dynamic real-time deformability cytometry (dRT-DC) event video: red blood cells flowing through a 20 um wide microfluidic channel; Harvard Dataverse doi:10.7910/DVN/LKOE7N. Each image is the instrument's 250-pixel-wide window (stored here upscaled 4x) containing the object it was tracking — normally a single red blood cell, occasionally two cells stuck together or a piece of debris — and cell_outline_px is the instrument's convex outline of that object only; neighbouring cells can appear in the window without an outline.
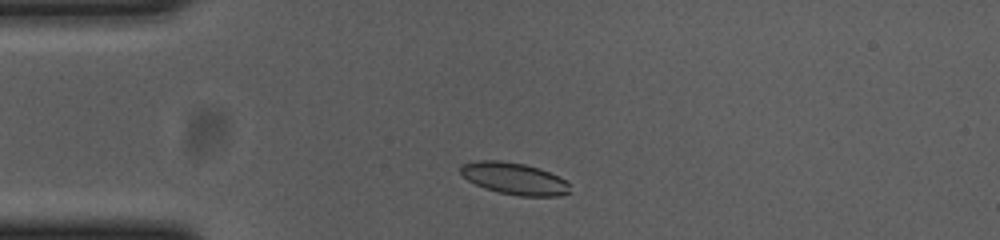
{"species": "common noctule bat (a hibernating species)", "species_latin": "Nyctalus noctula", "temperature_condition": "cold", "stored_images_in_passage": 46, "camera_frame_rate_fps": 3000, "um_per_image_px": 0.085, "animal": {"sex": "female", "body_mass_g": 23.0, "forearm_length_mm": 53.4}, "frame": {"image": 1, "passage_image": 4, "time_ms": 1.0, "image_size_px": [1000, 240], "cell_outline_px": [[568, 192], [560, 196], [520, 196], [500, 192], [484, 188], [468, 180], [460, 172], [460, 168], [464, 164], [476, 160], [500, 160], [524, 164], [548, 172], [564, 180], [568, 184]], "centroid_in_image_um": [43.67, 15.17], "position_along_channel_um": 41.3, "area_um2": 19.88}}
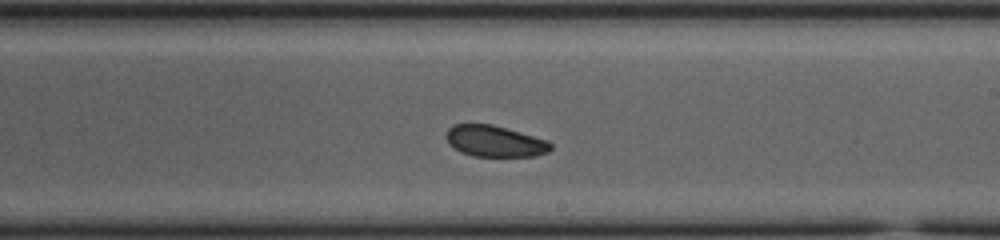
{"frame": {"image": 2, "passage_image": 23, "time_ms": 7.333, "image_size_px": [1000, 240], "cell_outline_px": [[552, 148], [548, 152], [536, 156], [472, 156], [460, 152], [448, 144], [444, 136], [448, 128], [452, 124], [492, 124], [548, 140], [552, 144]], "centroid_in_image_um": [42.02, 12.0], "position_along_channel_um": 247.0, "area_um2": 19.25}}
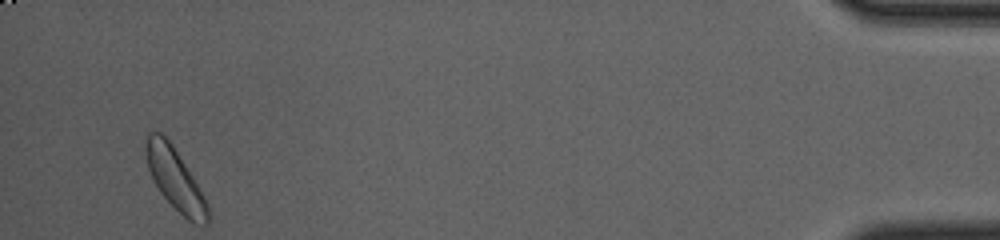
{"frame": {"image": 3, "passage_image": 44, "time_ms": 14.333, "image_size_px": [1000, 240], "cell_outline_px": [[212, 216], [208, 224], [196, 224], [188, 220], [160, 192], [148, 168], [144, 152], [144, 148], [148, 136], [152, 132], [160, 132], [172, 144], [192, 176], [208, 204]], "centroid_in_image_um": [14.91, 15.25], "position_along_channel_um": 420.3, "area_um2": 21.79}, "authors_computed_cell_mechanics": {"area_um2": 20.3456, "velocity_mm_per_s": 3.6364, "shape_relaxation_time_tau1_ms": 3.2628, "shape_relaxation_time_tau2_ms": 5.8098, "deformation_change_tau1": 0.0679, "deformation_change_tau2": 0.1099}}